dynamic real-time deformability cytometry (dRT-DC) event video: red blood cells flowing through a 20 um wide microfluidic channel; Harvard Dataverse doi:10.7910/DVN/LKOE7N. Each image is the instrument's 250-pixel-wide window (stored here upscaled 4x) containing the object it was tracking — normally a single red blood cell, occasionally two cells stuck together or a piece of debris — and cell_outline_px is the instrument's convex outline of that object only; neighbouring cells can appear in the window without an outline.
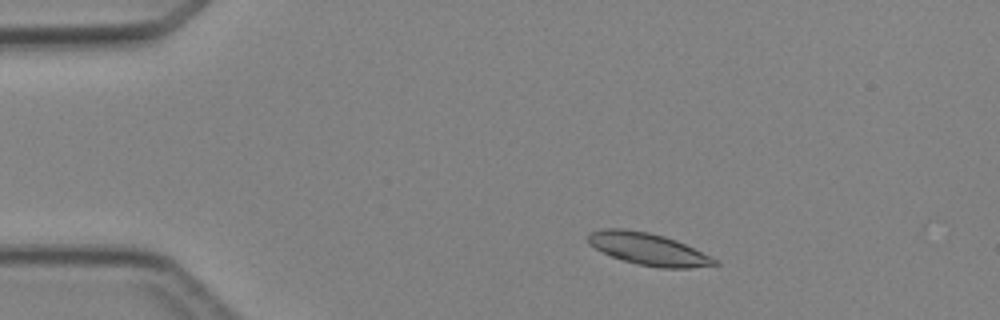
{"species": "Egyptian fruit bat (a non-hibernating species)", "species_latin": "Rousettus aegyptiacus", "temperature_condition": "cold", "stored_images_in_passage": 3, "camera_frame_rate_fps": 3000, "um_per_image_px": 0.085, "animal": {"sex": "female"}, "frame": {"image": 1, "passage_image": 1, "time_ms": 0.0, "image_size_px": [1000, 320], "cell_outline_px": [[720, 264], [692, 268], [660, 268], [636, 264], [612, 256], [588, 244], [588, 232], [604, 228], [624, 228], [648, 232], [664, 236], [676, 240], [712, 256]], "centroid_in_image_um": [55.1, 21.16], "position_along_channel_um": 29.9, "area_um2": 23.7}}
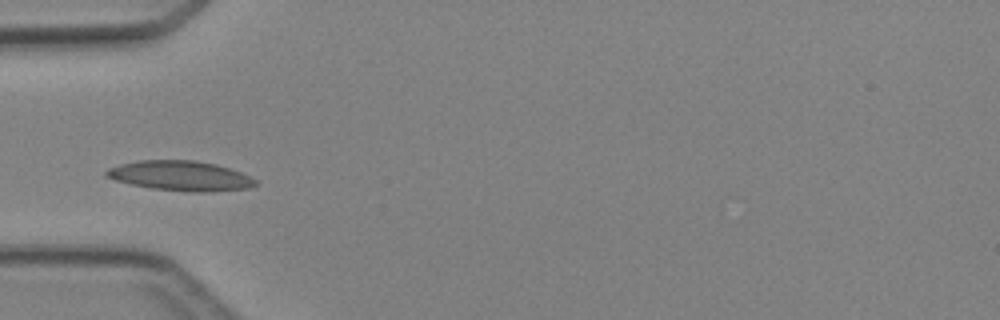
{"frame": {"image": 2, "passage_image": 3, "time_ms": 2.333, "image_size_px": [1000, 320], "cell_outline_px": [[256, 184], [248, 188], [204, 192], [192, 192], [152, 188], [132, 184], [116, 180], [104, 176], [104, 172], [108, 168], [120, 164], [140, 160], [196, 160], [216, 164], [240, 172], [256, 180]], "centroid_in_image_um": [15.3, 14.93], "position_along_channel_um": 69.7, "area_um2": 25.72}}